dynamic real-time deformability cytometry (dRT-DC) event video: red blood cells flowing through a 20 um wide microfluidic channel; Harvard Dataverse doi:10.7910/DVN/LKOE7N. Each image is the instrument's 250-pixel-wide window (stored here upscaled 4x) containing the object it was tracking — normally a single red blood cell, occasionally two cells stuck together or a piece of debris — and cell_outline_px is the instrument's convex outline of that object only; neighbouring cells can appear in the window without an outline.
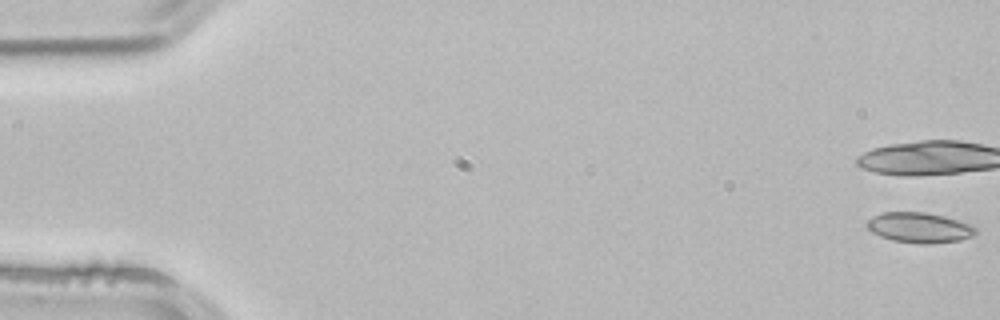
{"species": "common noctule bat (a hibernating species)", "species_latin": "Nyctalus noctula", "temperature_condition": "room temperature", "stored_images_in_passage": 5, "camera_frame_rate_fps": 3000, "um_per_image_px": 0.085, "animal": {"sex": "male", "body_mass_g": 21.5, "forearm_length_mm": 52.0}, "frame": {"image": 1, "passage_image": 1, "time_ms": 0.0, "image_size_px": [1000, 320], "cell_outline_px": [[976, 232], [972, 236], [960, 240], [928, 244], [920, 244], [892, 240], [880, 236], [872, 232], [868, 228], [868, 220], [872, 216], [880, 212], [924, 212], [944, 216], [972, 224], [976, 228]], "centroid_in_image_um": [78.15, 19.34], "position_along_channel_um": 6.8, "area_um2": 19.19}}